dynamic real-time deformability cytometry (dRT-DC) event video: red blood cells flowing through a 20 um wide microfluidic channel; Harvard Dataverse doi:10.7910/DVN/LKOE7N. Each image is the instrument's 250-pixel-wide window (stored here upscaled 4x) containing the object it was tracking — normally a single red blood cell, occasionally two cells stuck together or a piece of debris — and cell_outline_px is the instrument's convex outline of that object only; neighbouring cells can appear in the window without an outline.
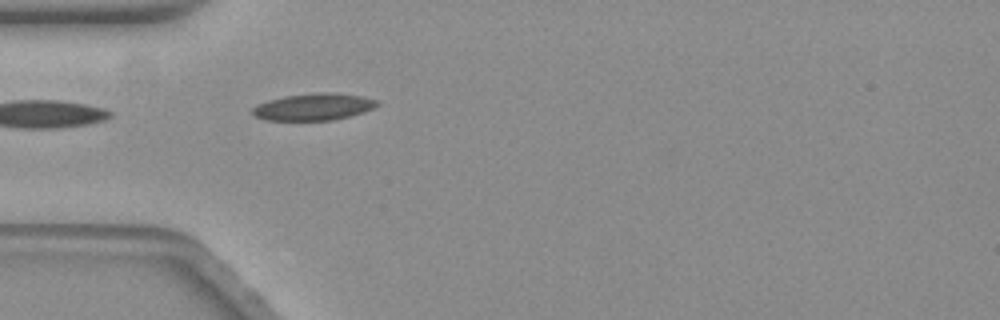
{"species": "common noctule bat (a hibernating species)", "species_latin": "Nyctalus noctula", "temperature_condition": "warm", "stored_images_in_passage": 20, "camera_frame_rate_fps": 3000, "um_per_image_px": 0.085, "animal": {"sex": "female", "body_mass_g": 19.3, "forearm_length_mm": 54.1}, "frame": {"image": 1, "passage_image": 1, "time_ms": 0.0, "image_size_px": [1000, 320], "cell_outline_px": [[380, 104], [364, 112], [332, 120], [268, 120], [256, 116], [252, 112], [252, 108], [256, 104], [268, 100], [284, 96], [316, 92], [332, 92], [364, 96], [380, 100]], "centroid_in_image_um": [26.69, 9.06], "position_along_channel_um": 58.3, "area_um2": 19.65}}
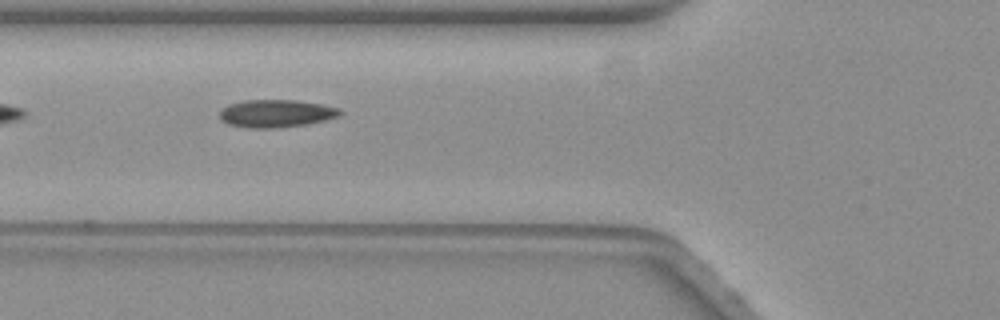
{"frame": {"image": 2, "passage_image": 5, "time_ms": 1.333, "image_size_px": [1000, 320], "cell_outline_px": [[344, 112], [336, 116], [324, 120], [304, 124], [272, 128], [248, 128], [228, 124], [220, 120], [220, 112], [228, 104], [244, 100], [300, 100], [324, 104], [340, 108]], "centroid_in_image_um": [23.47, 9.63], "position_along_channel_um": 102.3, "area_um2": 19.42}}